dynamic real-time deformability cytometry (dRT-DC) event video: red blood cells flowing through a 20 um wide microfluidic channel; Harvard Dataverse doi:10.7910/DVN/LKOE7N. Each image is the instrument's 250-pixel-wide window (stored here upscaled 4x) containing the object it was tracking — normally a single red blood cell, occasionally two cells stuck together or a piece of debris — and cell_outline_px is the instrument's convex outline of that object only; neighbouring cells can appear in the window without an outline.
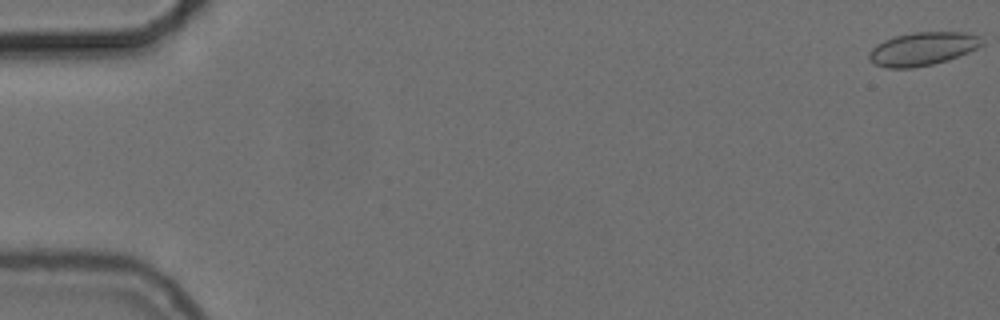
{"species": "common noctule bat (a hibernating species)", "species_latin": "Nyctalus noctula", "temperature_condition": "cold", "stored_images_in_passage": 50, "camera_frame_rate_fps": 3000, "um_per_image_px": 0.085, "animal": {"sex": "female", "body_mass_g": 24.6, "forearm_length_mm": 56.2}, "frame": {"image": 1, "passage_image": 1, "time_ms": 0.0, "image_size_px": [1000, 320], "cell_outline_px": [[984, 44], [968, 52], [932, 64], [912, 68], [888, 68], [876, 64], [868, 60], [868, 52], [876, 44], [884, 40], [896, 36], [912, 32], [968, 32], [980, 36], [984, 40]], "centroid_in_image_um": [78.41, 4.13], "position_along_channel_um": 6.6, "area_um2": 21.85}}
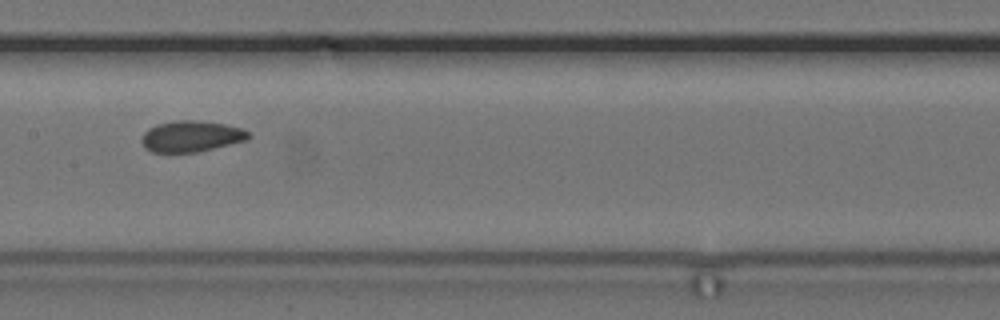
{"frame": {"image": 2, "passage_image": 29, "time_ms": 9.333, "image_size_px": [1000, 320], "cell_outline_px": [[252, 136], [248, 140], [200, 152], [152, 152], [144, 148], [140, 140], [144, 132], [148, 128], [156, 124], [180, 120], [196, 120], [224, 124], [240, 128], [248, 132]], "centroid_in_image_um": [16.24, 11.6], "position_along_channel_um": 191.2, "area_um2": 19.54}}
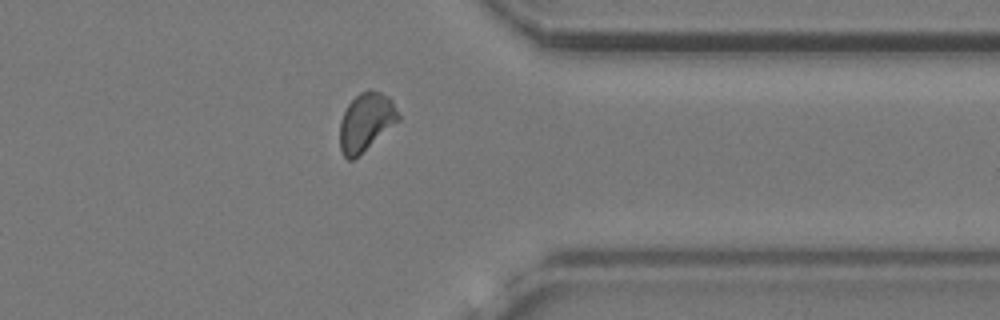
{"frame": {"image": 3, "passage_image": 45, "time_ms": 14.667, "image_size_px": [1000, 320], "cell_outline_px": [[400, 120], [352, 160], [348, 160], [340, 152], [340, 120], [348, 104], [360, 92], [368, 88], [380, 92], [388, 96], [392, 100], [400, 116]], "centroid_in_image_um": [31.1, 10.34], "position_along_channel_um": 380.3, "area_um2": 19.71}, "authors_computed_cell_mechanics": {"area_um2": 19.7098, "velocity_mm_per_s": 3.6992, "shape_relaxation_time_tau1_ms": null, "shape_relaxation_time_tau2_ms": 2.8873, "deformation_change_tau1": null, "deformation_change_tau2": 0.0586}}